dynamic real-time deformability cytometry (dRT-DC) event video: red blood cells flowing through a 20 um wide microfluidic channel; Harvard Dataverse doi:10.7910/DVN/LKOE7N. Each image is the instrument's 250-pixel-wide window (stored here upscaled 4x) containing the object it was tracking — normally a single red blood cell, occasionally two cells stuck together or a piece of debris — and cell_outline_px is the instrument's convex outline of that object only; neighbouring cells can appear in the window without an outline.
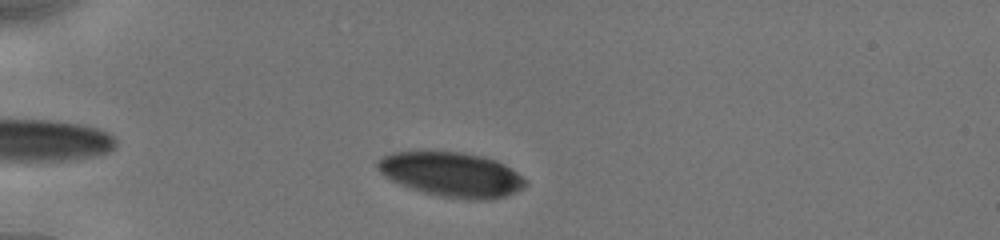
{"species": "human", "species_latin": "Homo sapiens", "temperature_condition": "cold", "stored_images_in_passage": 16, "camera_frame_rate_fps": 3000, "um_per_image_px": 0.085, "donor": {"sex": "male"}, "frame": {"image": 1, "passage_image": 7, "time_ms": 1.333, "image_size_px": [1000, 240], "cell_outline_px": [[528, 184], [524, 188], [516, 192], [492, 200], [468, 200], [440, 196], [424, 192], [400, 184], [384, 176], [376, 168], [376, 160], [380, 156], [392, 152], [460, 152], [480, 156], [496, 160], [504, 164], [528, 180]], "centroid_in_image_um": [38.39, 14.84], "position_along_channel_um": 46.6, "area_um2": 38.55}}
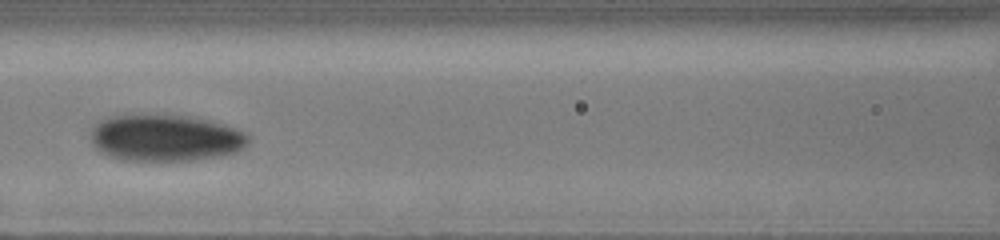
{"frame": {"image": 2, "passage_image": 15, "time_ms": 5.0, "image_size_px": [1000, 240], "cell_outline_px": [[248, 144], [244, 148], [236, 152], [216, 156], [192, 160], [124, 160], [108, 156], [100, 152], [92, 144], [92, 128], [100, 120], [124, 112], [168, 112], [212, 120], [248, 132]], "centroid_in_image_um": [14.04, 11.65], "position_along_channel_um": 152.6, "area_um2": 44.33}}
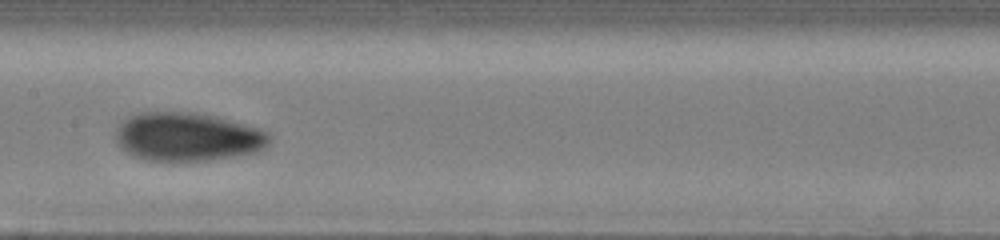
{"frame": {"image": 3, "passage_image": 16, "time_ms": 6.0, "image_size_px": [1000, 240], "cell_outline_px": [[272, 140], [264, 148], [256, 152], [208, 160], [148, 160], [132, 156], [120, 148], [116, 140], [116, 128], [120, 120], [128, 116], [140, 112], [196, 112], [216, 116], [256, 128], [268, 132], [272, 136]], "centroid_in_image_um": [15.89, 11.61], "position_along_channel_um": 191.5, "area_um2": 43.58}}